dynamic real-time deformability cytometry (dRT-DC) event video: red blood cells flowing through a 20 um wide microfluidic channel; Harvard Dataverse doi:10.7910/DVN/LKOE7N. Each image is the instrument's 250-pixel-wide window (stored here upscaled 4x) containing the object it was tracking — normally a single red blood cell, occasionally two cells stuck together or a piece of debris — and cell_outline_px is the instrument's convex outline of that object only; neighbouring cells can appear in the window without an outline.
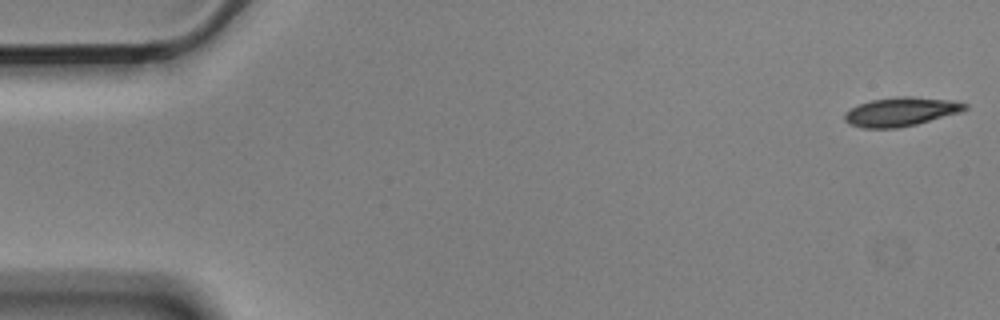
{"species": "Egyptian fruit bat (a non-hibernating species)", "species_latin": "Rousettus aegyptiacus", "temperature_condition": "cold", "stored_images_in_passage": 6, "camera_frame_rate_fps": 3000, "um_per_image_px": 0.085, "animal": {"sex": "male"}, "frame": {"image": 1, "passage_image": 1, "time_ms": 0.0, "image_size_px": [1000, 320], "cell_outline_px": [[968, 108], [960, 112], [916, 124], [896, 128], [864, 128], [848, 124], [844, 120], [844, 112], [860, 104], [872, 100], [896, 96], [912, 96], [952, 100], [968, 104]], "centroid_in_image_um": [76.57, 9.49], "position_along_channel_um": 8.4, "area_um2": 20.23}}
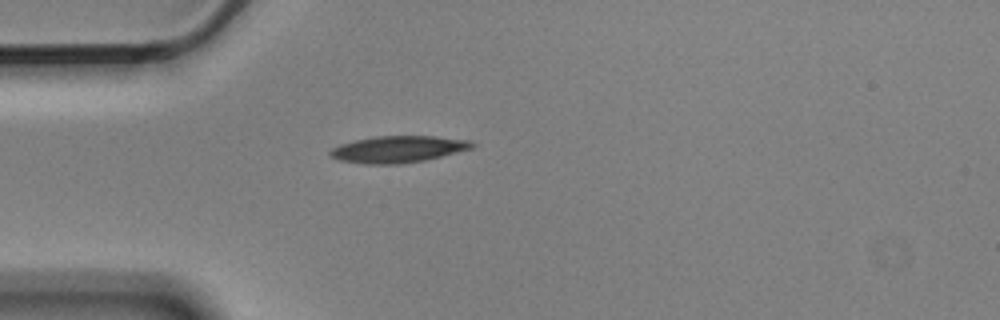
{"frame": {"image": 2, "passage_image": 4, "time_ms": 1.0, "image_size_px": [1000, 320], "cell_outline_px": [[476, 144], [472, 148], [424, 160], [400, 164], [364, 164], [340, 160], [332, 156], [328, 152], [332, 148], [340, 144], [356, 140], [376, 136], [436, 136], [468, 140]], "centroid_in_image_um": [33.82, 12.68], "position_along_channel_um": 51.2, "area_um2": 21.85}}
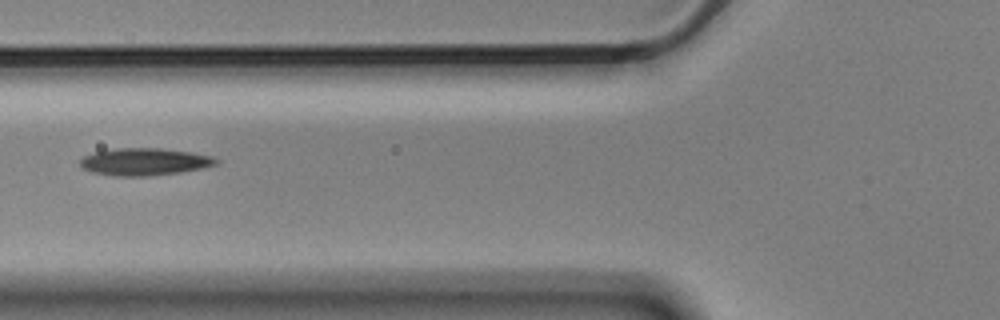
{"frame": {"image": 3, "passage_image": 6, "time_ms": 1.667, "image_size_px": [1000, 320], "cell_outline_px": [[220, 164], [204, 168], [180, 172], [148, 176], [116, 176], [92, 172], [80, 168], [80, 160], [84, 156], [96, 152], [116, 148], [160, 148], [192, 152], [212, 156], [220, 160]], "centroid_in_image_um": [12.32, 13.75], "position_along_channel_um": 113.5, "area_um2": 21.79}}